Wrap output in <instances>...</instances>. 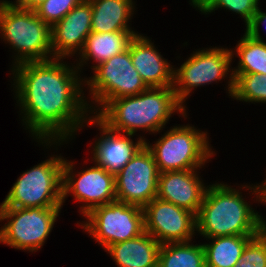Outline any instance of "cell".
Segmentation results:
<instances>
[{"instance_id": "30", "label": "cell", "mask_w": 266, "mask_h": 267, "mask_svg": "<svg viewBox=\"0 0 266 267\" xmlns=\"http://www.w3.org/2000/svg\"><path fill=\"white\" fill-rule=\"evenodd\" d=\"M45 0H16L15 4L20 8L34 9Z\"/></svg>"}, {"instance_id": "3", "label": "cell", "mask_w": 266, "mask_h": 267, "mask_svg": "<svg viewBox=\"0 0 266 267\" xmlns=\"http://www.w3.org/2000/svg\"><path fill=\"white\" fill-rule=\"evenodd\" d=\"M241 193L222 182L209 185L195 215L196 231L204 238L259 234L266 221L254 212Z\"/></svg>"}, {"instance_id": "4", "label": "cell", "mask_w": 266, "mask_h": 267, "mask_svg": "<svg viewBox=\"0 0 266 267\" xmlns=\"http://www.w3.org/2000/svg\"><path fill=\"white\" fill-rule=\"evenodd\" d=\"M0 34L3 37L1 39L17 52L13 66L54 59L51 58V26L32 9L20 8L12 1L1 0Z\"/></svg>"}, {"instance_id": "7", "label": "cell", "mask_w": 266, "mask_h": 267, "mask_svg": "<svg viewBox=\"0 0 266 267\" xmlns=\"http://www.w3.org/2000/svg\"><path fill=\"white\" fill-rule=\"evenodd\" d=\"M60 210L61 207H0V221L8 220L0 229V243L37 252L53 229Z\"/></svg>"}, {"instance_id": "27", "label": "cell", "mask_w": 266, "mask_h": 267, "mask_svg": "<svg viewBox=\"0 0 266 267\" xmlns=\"http://www.w3.org/2000/svg\"><path fill=\"white\" fill-rule=\"evenodd\" d=\"M82 0H45L33 10L36 15L51 27L62 20Z\"/></svg>"}, {"instance_id": "8", "label": "cell", "mask_w": 266, "mask_h": 267, "mask_svg": "<svg viewBox=\"0 0 266 267\" xmlns=\"http://www.w3.org/2000/svg\"><path fill=\"white\" fill-rule=\"evenodd\" d=\"M81 227L104 249L145 232L144 211L137 205L112 202L93 208Z\"/></svg>"}, {"instance_id": "11", "label": "cell", "mask_w": 266, "mask_h": 267, "mask_svg": "<svg viewBox=\"0 0 266 267\" xmlns=\"http://www.w3.org/2000/svg\"><path fill=\"white\" fill-rule=\"evenodd\" d=\"M158 176L154 157L144 144L115 175L117 201L144 208L157 197Z\"/></svg>"}, {"instance_id": "20", "label": "cell", "mask_w": 266, "mask_h": 267, "mask_svg": "<svg viewBox=\"0 0 266 267\" xmlns=\"http://www.w3.org/2000/svg\"><path fill=\"white\" fill-rule=\"evenodd\" d=\"M92 9V32L131 30L128 20L134 10L133 0H89ZM131 16V17H130Z\"/></svg>"}, {"instance_id": "14", "label": "cell", "mask_w": 266, "mask_h": 267, "mask_svg": "<svg viewBox=\"0 0 266 267\" xmlns=\"http://www.w3.org/2000/svg\"><path fill=\"white\" fill-rule=\"evenodd\" d=\"M92 9L89 0H82L62 20L51 27L52 58L66 59L82 51L92 32Z\"/></svg>"}, {"instance_id": "25", "label": "cell", "mask_w": 266, "mask_h": 267, "mask_svg": "<svg viewBox=\"0 0 266 267\" xmlns=\"http://www.w3.org/2000/svg\"><path fill=\"white\" fill-rule=\"evenodd\" d=\"M190 4L204 14L225 8L240 14L247 26L257 12L259 0H190Z\"/></svg>"}, {"instance_id": "9", "label": "cell", "mask_w": 266, "mask_h": 267, "mask_svg": "<svg viewBox=\"0 0 266 267\" xmlns=\"http://www.w3.org/2000/svg\"><path fill=\"white\" fill-rule=\"evenodd\" d=\"M92 70L95 75L86 78L84 83L91 92L93 103L98 104L96 107L100 105L95 112L91 110L94 115L110 100L137 95L148 88L133 66L129 47Z\"/></svg>"}, {"instance_id": "28", "label": "cell", "mask_w": 266, "mask_h": 267, "mask_svg": "<svg viewBox=\"0 0 266 267\" xmlns=\"http://www.w3.org/2000/svg\"><path fill=\"white\" fill-rule=\"evenodd\" d=\"M264 24L266 27V13L262 12L260 8L258 7L257 12L254 14L251 22L246 26L245 32L249 34L251 37L263 40L264 38H261L260 34V25Z\"/></svg>"}, {"instance_id": "10", "label": "cell", "mask_w": 266, "mask_h": 267, "mask_svg": "<svg viewBox=\"0 0 266 267\" xmlns=\"http://www.w3.org/2000/svg\"><path fill=\"white\" fill-rule=\"evenodd\" d=\"M233 50L227 48H209L194 52L179 68H174L173 89L179 102H184L191 91L212 82L221 81L230 73L228 81L229 96L234 90V77L230 66ZM230 70V71H229Z\"/></svg>"}, {"instance_id": "2", "label": "cell", "mask_w": 266, "mask_h": 267, "mask_svg": "<svg viewBox=\"0 0 266 267\" xmlns=\"http://www.w3.org/2000/svg\"><path fill=\"white\" fill-rule=\"evenodd\" d=\"M185 108L173 87H152L137 95L110 100L95 116L116 132L135 134L144 129L159 133L174 112L186 118Z\"/></svg>"}, {"instance_id": "15", "label": "cell", "mask_w": 266, "mask_h": 267, "mask_svg": "<svg viewBox=\"0 0 266 267\" xmlns=\"http://www.w3.org/2000/svg\"><path fill=\"white\" fill-rule=\"evenodd\" d=\"M87 121L89 126L96 125L102 133L93 145V160L113 175H117L145 144V138L142 136L136 140L137 142H133L131 136L134 134L113 131L96 116H90Z\"/></svg>"}, {"instance_id": "24", "label": "cell", "mask_w": 266, "mask_h": 267, "mask_svg": "<svg viewBox=\"0 0 266 267\" xmlns=\"http://www.w3.org/2000/svg\"><path fill=\"white\" fill-rule=\"evenodd\" d=\"M232 75L234 77L233 99L266 103V75L258 73Z\"/></svg>"}, {"instance_id": "26", "label": "cell", "mask_w": 266, "mask_h": 267, "mask_svg": "<svg viewBox=\"0 0 266 267\" xmlns=\"http://www.w3.org/2000/svg\"><path fill=\"white\" fill-rule=\"evenodd\" d=\"M233 267H266V227L247 242Z\"/></svg>"}, {"instance_id": "5", "label": "cell", "mask_w": 266, "mask_h": 267, "mask_svg": "<svg viewBox=\"0 0 266 267\" xmlns=\"http://www.w3.org/2000/svg\"><path fill=\"white\" fill-rule=\"evenodd\" d=\"M54 156L25 171L0 207H62L64 158Z\"/></svg>"}, {"instance_id": "19", "label": "cell", "mask_w": 266, "mask_h": 267, "mask_svg": "<svg viewBox=\"0 0 266 267\" xmlns=\"http://www.w3.org/2000/svg\"><path fill=\"white\" fill-rule=\"evenodd\" d=\"M133 30H123L116 32H91L85 41L82 51L78 54L81 57L76 67L78 70L84 66V63L91 58L96 65L91 66L93 69L100 63L105 62L109 58L120 54L128 49L131 40L137 35Z\"/></svg>"}, {"instance_id": "1", "label": "cell", "mask_w": 266, "mask_h": 267, "mask_svg": "<svg viewBox=\"0 0 266 267\" xmlns=\"http://www.w3.org/2000/svg\"><path fill=\"white\" fill-rule=\"evenodd\" d=\"M62 62L59 58L25 62L11 70L24 125L46 148L73 137L92 114L82 96L81 70Z\"/></svg>"}, {"instance_id": "21", "label": "cell", "mask_w": 266, "mask_h": 267, "mask_svg": "<svg viewBox=\"0 0 266 267\" xmlns=\"http://www.w3.org/2000/svg\"><path fill=\"white\" fill-rule=\"evenodd\" d=\"M256 235H231L207 238L203 244L206 267H233L239 260L247 242Z\"/></svg>"}, {"instance_id": "13", "label": "cell", "mask_w": 266, "mask_h": 267, "mask_svg": "<svg viewBox=\"0 0 266 267\" xmlns=\"http://www.w3.org/2000/svg\"><path fill=\"white\" fill-rule=\"evenodd\" d=\"M143 211L145 231L160 244L192 241L196 219L191 211L157 197Z\"/></svg>"}, {"instance_id": "22", "label": "cell", "mask_w": 266, "mask_h": 267, "mask_svg": "<svg viewBox=\"0 0 266 267\" xmlns=\"http://www.w3.org/2000/svg\"><path fill=\"white\" fill-rule=\"evenodd\" d=\"M172 242L161 244L158 267H206L203 244Z\"/></svg>"}, {"instance_id": "16", "label": "cell", "mask_w": 266, "mask_h": 267, "mask_svg": "<svg viewBox=\"0 0 266 267\" xmlns=\"http://www.w3.org/2000/svg\"><path fill=\"white\" fill-rule=\"evenodd\" d=\"M198 175L197 169L159 173L157 198L196 215L208 188Z\"/></svg>"}, {"instance_id": "18", "label": "cell", "mask_w": 266, "mask_h": 267, "mask_svg": "<svg viewBox=\"0 0 266 267\" xmlns=\"http://www.w3.org/2000/svg\"><path fill=\"white\" fill-rule=\"evenodd\" d=\"M161 244L146 231L130 240L112 244L105 249L118 267H158Z\"/></svg>"}, {"instance_id": "17", "label": "cell", "mask_w": 266, "mask_h": 267, "mask_svg": "<svg viewBox=\"0 0 266 267\" xmlns=\"http://www.w3.org/2000/svg\"><path fill=\"white\" fill-rule=\"evenodd\" d=\"M146 36L137 34L129 44L134 68L148 88L173 87L174 68Z\"/></svg>"}, {"instance_id": "29", "label": "cell", "mask_w": 266, "mask_h": 267, "mask_svg": "<svg viewBox=\"0 0 266 267\" xmlns=\"http://www.w3.org/2000/svg\"><path fill=\"white\" fill-rule=\"evenodd\" d=\"M248 188L249 190L251 189V190H253V192L255 193V195H256V201H261V203L263 202V203H266V181H264L262 184H258V186L257 185H254V186H251L250 187V185L249 186H247V185H245V186H242V188ZM258 199V200H257Z\"/></svg>"}, {"instance_id": "12", "label": "cell", "mask_w": 266, "mask_h": 267, "mask_svg": "<svg viewBox=\"0 0 266 267\" xmlns=\"http://www.w3.org/2000/svg\"><path fill=\"white\" fill-rule=\"evenodd\" d=\"M73 165V162L64 159L62 203L72 193L74 199L85 204L80 207L84 216L97 206L117 201L115 175L97 164L74 175Z\"/></svg>"}, {"instance_id": "23", "label": "cell", "mask_w": 266, "mask_h": 267, "mask_svg": "<svg viewBox=\"0 0 266 267\" xmlns=\"http://www.w3.org/2000/svg\"><path fill=\"white\" fill-rule=\"evenodd\" d=\"M237 52V53H235ZM239 63L232 74L258 73L266 75V42L251 37L246 32L236 45Z\"/></svg>"}, {"instance_id": "6", "label": "cell", "mask_w": 266, "mask_h": 267, "mask_svg": "<svg viewBox=\"0 0 266 267\" xmlns=\"http://www.w3.org/2000/svg\"><path fill=\"white\" fill-rule=\"evenodd\" d=\"M173 127L157 139L154 145L145 140L159 173L198 169L205 165L214 154L209 145L208 133L188 124Z\"/></svg>"}]
</instances>
